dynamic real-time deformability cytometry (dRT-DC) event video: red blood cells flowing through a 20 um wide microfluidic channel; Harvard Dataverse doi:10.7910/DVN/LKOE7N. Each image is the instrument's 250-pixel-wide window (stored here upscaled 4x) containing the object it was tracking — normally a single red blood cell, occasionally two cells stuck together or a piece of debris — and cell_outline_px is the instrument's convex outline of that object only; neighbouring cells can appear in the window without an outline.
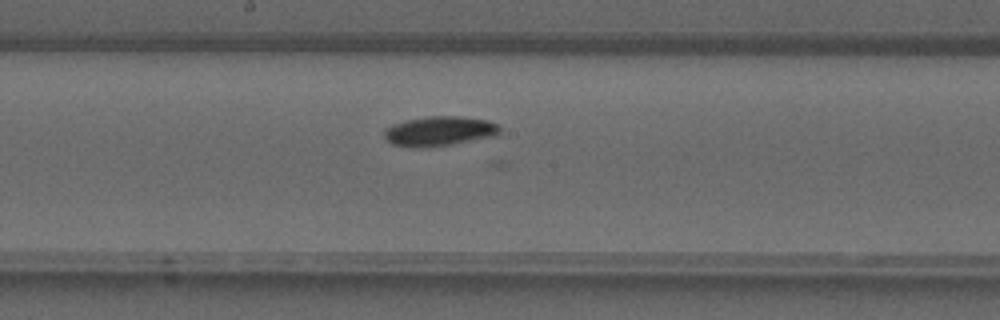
{"species": "common noctule bat (a hibernating species)", "species_latin": "Nyctalus noctula", "temperature_condition": "warm", "stored_images_in_passage": 36, "camera_frame_rate_fps": 3000, "um_per_image_px": 0.085, "animal": {"sex": "male", "forearm_length_mm": 52.5}, "frame": {"image": 1, "passage_image": 17, "time_ms": 5.333, "image_size_px": [1000, 320], "cell_outline_px": [[500, 132], [496, 136], [452, 144], [428, 148], [416, 148], [392, 144], [384, 136], [384, 128], [392, 124], [404, 120], [428, 116], [460, 116], [488, 120], [496, 124], [500, 128]], "centroid_in_image_um": [37.33, 11.15], "position_along_channel_um": 210.9, "area_um2": 20.23}}
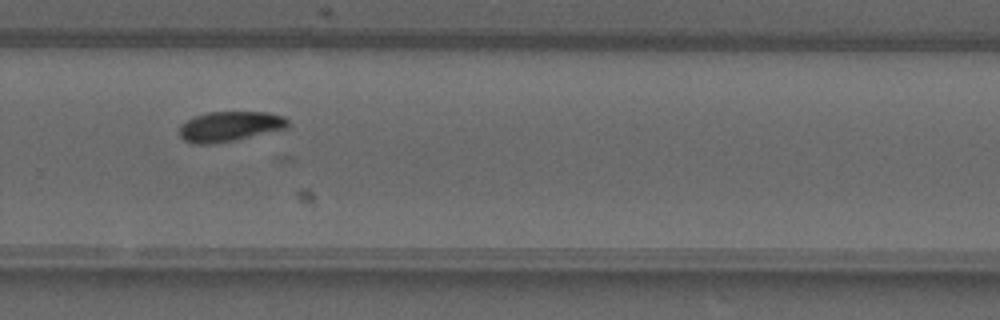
{"frame": {"image": 2, "passage_image": 23, "time_ms": 7.333, "image_size_px": [1000, 320], "cell_outline_px": [[288, 128], [232, 140], [208, 144], [196, 144], [184, 140], [180, 136], [180, 128], [188, 120], [196, 116], [208, 112], [268, 112], [284, 116], [288, 120]], "centroid_in_image_um": [19.57, 10.73], "position_along_channel_um": 310.2, "area_um2": 18.61}}
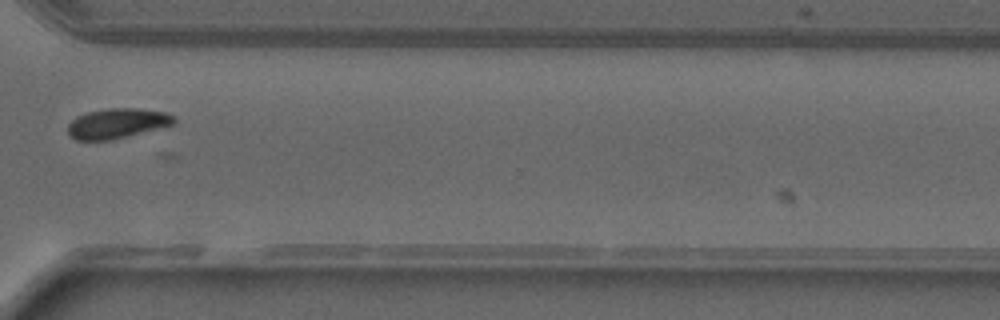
{"frame": {"image": 3, "passage_image": 26, "time_ms": 8.333, "image_size_px": [1000, 320], "cell_outline_px": [[176, 124], [112, 140], [76, 140], [68, 132], [68, 124], [76, 116], [88, 112], [108, 108], [140, 108], [168, 112], [176, 116]], "centroid_in_image_um": [10.02, 10.47], "position_along_channel_um": 360.6, "area_um2": 18.79}}